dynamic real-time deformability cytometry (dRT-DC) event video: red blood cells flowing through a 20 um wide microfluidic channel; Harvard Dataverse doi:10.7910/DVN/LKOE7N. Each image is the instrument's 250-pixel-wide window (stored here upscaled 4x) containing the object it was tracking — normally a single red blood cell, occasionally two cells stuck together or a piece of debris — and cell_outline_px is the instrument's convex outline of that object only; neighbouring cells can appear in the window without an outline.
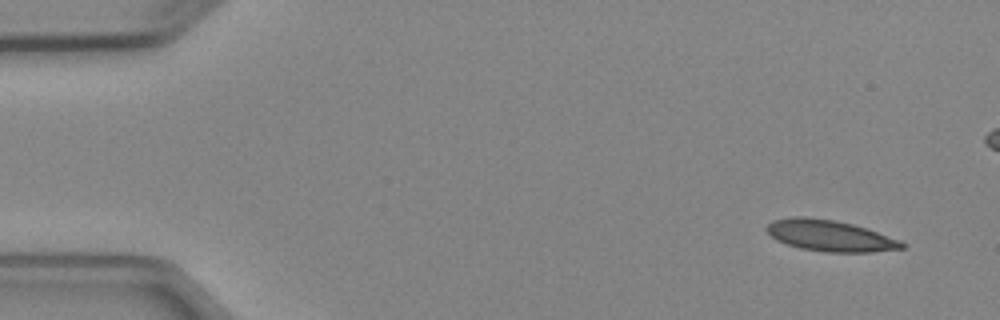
{"species": "Egyptian fruit bat (a non-hibernating species)", "species_latin": "Rousettus aegyptiacus", "temperature_condition": "cold", "stored_images_in_passage": 5, "camera_frame_rate_fps": 3000, "um_per_image_px": 0.085, "animal": {"sex": "female"}, "frame": {"image": 1, "passage_image": 1, "time_ms": 0.0, "image_size_px": [1000, 320], "cell_outline_px": [[908, 244], [904, 248], [872, 252], [828, 252], [800, 248], [776, 240], [764, 228], [772, 220], [792, 216], [804, 216], [836, 220], [852, 224], [900, 240]], "centroid_in_image_um": [70.53, 20.02], "position_along_channel_um": 14.5, "area_um2": 24.51}}